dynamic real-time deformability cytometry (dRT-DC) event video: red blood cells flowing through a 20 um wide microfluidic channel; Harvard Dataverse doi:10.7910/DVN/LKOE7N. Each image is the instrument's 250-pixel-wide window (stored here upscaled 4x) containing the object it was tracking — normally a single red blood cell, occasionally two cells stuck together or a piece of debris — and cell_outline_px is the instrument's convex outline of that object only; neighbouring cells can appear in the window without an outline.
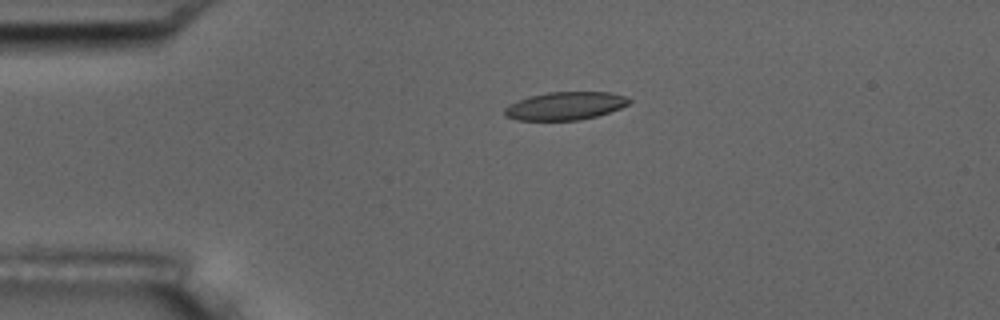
{"species": "common noctule bat (a hibernating species)", "species_latin": "Nyctalus noctula", "temperature_condition": "room temperature", "stored_images_in_passage": 5, "camera_frame_rate_fps": 3000, "um_per_image_px": 0.085, "animal": {"sex": "male", "body_mass_g": 17.5, "forearm_length_mm": 52.3}, "frame": {"image": 1, "passage_image": 4, "time_ms": 3.333, "image_size_px": [1000, 320], "cell_outline_px": [[632, 100], [628, 104], [620, 108], [596, 116], [580, 120], [516, 120], [504, 116], [504, 108], [508, 104], [528, 96], [548, 92], [608, 92], [624, 96]], "centroid_in_image_um": [47.99, 9.0], "position_along_channel_um": 37.0, "area_um2": 20.35}}